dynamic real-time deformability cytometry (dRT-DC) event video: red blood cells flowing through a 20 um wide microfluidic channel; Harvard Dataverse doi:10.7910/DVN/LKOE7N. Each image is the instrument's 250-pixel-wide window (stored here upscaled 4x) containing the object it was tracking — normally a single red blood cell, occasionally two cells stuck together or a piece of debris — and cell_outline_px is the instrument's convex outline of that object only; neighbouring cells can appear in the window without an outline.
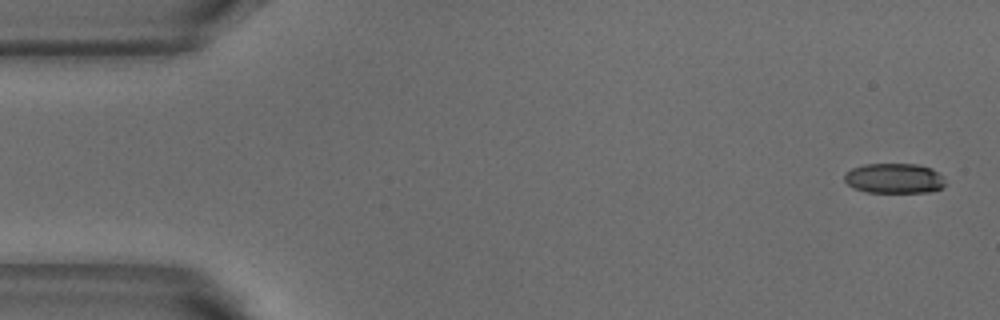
{"species": "common noctule bat (a hibernating species)", "species_latin": "Nyctalus noctula", "temperature_condition": "warm", "stored_images_in_passage": 5, "segment_of_instrument_passage": [2, 2], "camera_frame_rate_fps": 3000, "um_per_image_px": 0.085, "animal": {"sex": "male", "body_mass_g": 18.8}, "frame": {"image": 1, "passage_image": 5, "time_ms": 1.333, "image_size_px": [1000, 320], "cell_outline_px": [[944, 188], [928, 192], [868, 192], [852, 188], [844, 180], [844, 176], [852, 168], [864, 164], [916, 164], [932, 168], [944, 176]], "centroid_in_image_um": [76.03, 15.16], "position_along_channel_um": 9.0, "area_um2": 17.74}}